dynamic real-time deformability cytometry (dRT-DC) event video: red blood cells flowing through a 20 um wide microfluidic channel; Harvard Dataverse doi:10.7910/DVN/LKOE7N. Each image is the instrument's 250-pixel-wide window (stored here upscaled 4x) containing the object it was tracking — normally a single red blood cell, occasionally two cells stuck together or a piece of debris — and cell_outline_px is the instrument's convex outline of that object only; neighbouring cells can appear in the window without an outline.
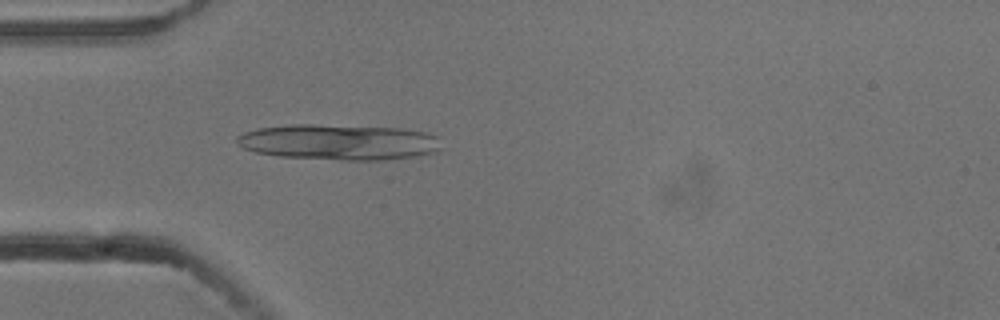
{"species": "common noctule bat (a hibernating species)", "species_latin": "Nyctalus noctula", "temperature_condition": "cold", "stored_images_in_passage": 4, "camera_frame_rate_fps": 3000, "um_per_image_px": 0.085, "animal": {"sex": "male", "body_mass_g": 13.3}, "frame": {"image": 1, "passage_image": 4, "time_ms": 1.0, "image_size_px": [1000, 320], "cell_outline_px": [[440, 148], [436, 152], [416, 156], [384, 160], [340, 160], [280, 156], [256, 152], [244, 148], [236, 144], [236, 136], [244, 132], [256, 128], [292, 124], [312, 124], [400, 128], [424, 132], [440, 136]], "centroid_in_image_um": [28.8, 12.07], "position_along_channel_um": 56.2, "area_um2": 42.77}}